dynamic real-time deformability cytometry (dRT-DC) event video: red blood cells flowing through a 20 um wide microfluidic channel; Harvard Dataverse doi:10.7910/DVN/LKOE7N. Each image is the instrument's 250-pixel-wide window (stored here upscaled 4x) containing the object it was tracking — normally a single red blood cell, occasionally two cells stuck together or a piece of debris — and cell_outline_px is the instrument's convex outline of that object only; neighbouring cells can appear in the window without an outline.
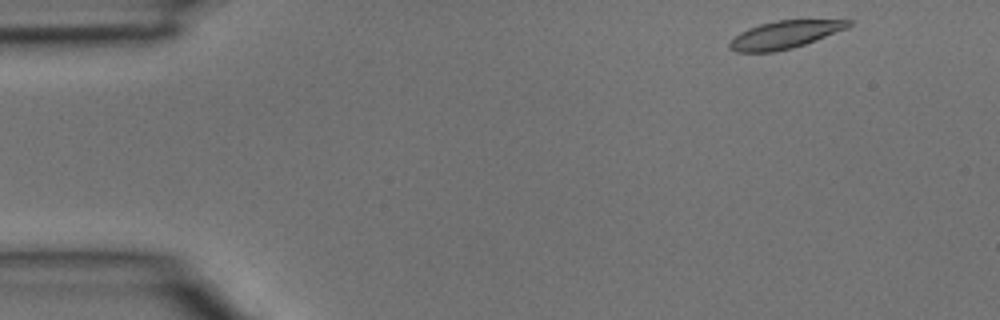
{"species": "common noctule bat (a hibernating species)", "species_latin": "Nyctalus noctula", "temperature_condition": "room temperature", "stored_images_in_passage": 4, "segment_of_instrument_passage": [1, 2], "camera_frame_rate_fps": 3000, "um_per_image_px": 0.085, "animal": {"sex": "male", "body_mass_g": 15.6}, "frame": {"image": 1, "passage_image": 1, "time_ms": 0.0, "image_size_px": [1000, 320], "cell_outline_px": [[856, 20], [848, 28], [816, 40], [792, 48], [776, 52], [736, 52], [728, 48], [728, 44], [740, 32], [748, 28], [760, 24], [776, 20]], "centroid_in_image_um": [66.71, 2.95], "position_along_channel_um": 18.3, "area_um2": 19.19}}
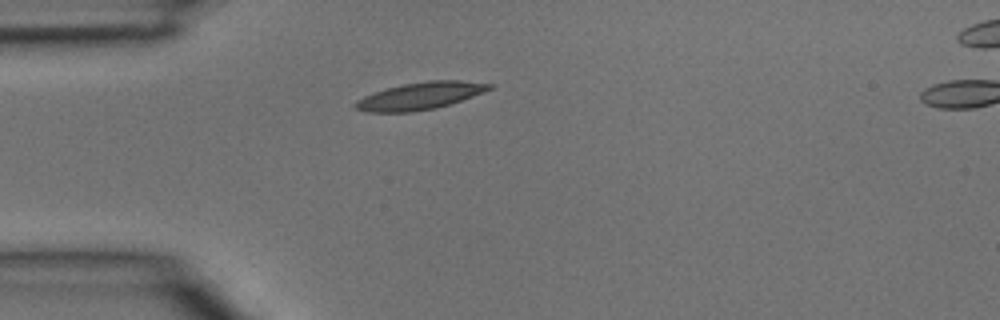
{"frame": {"image": 2, "passage_image": 3, "time_ms": 0.667, "image_size_px": [1000, 320], "cell_outline_px": [[496, 84], [492, 88], [484, 92], [436, 108], [412, 112], [368, 112], [356, 108], [352, 104], [356, 100], [364, 96], [388, 88], [404, 84], [428, 80], [460, 80]], "centroid_in_image_um": [35.73, 8.14], "position_along_channel_um": 49.3, "area_um2": 21.1}}